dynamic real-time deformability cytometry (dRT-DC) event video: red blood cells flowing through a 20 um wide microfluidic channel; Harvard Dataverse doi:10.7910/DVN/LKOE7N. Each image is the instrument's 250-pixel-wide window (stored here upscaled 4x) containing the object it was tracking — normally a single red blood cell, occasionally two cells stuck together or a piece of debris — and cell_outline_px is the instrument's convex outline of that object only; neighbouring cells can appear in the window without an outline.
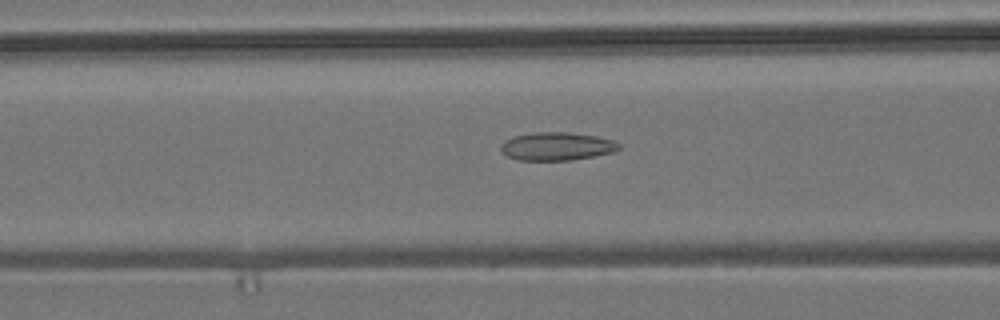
{"species": "common noctule bat (a hibernating species)", "species_latin": "Nyctalus noctula", "temperature_condition": "room temperature", "stored_images_in_passage": 46, "camera_frame_rate_fps": 3000, "um_per_image_px": 0.085, "animal": {"sex": "male", "body_mass_g": 19.2, "forearm_length_mm": 51.8}, "frame": {"image": 1, "passage_image": 13, "time_ms": 4.0, "image_size_px": [1000, 320], "cell_outline_px": [[620, 148], [612, 152], [572, 160], [520, 160], [508, 156], [500, 152], [500, 144], [504, 140], [512, 136], [532, 132], [568, 132], [596, 136], [612, 140], [620, 144]], "centroid_in_image_um": [47.26, 12.43], "position_along_channel_um": 119.3, "area_um2": 19.42}}
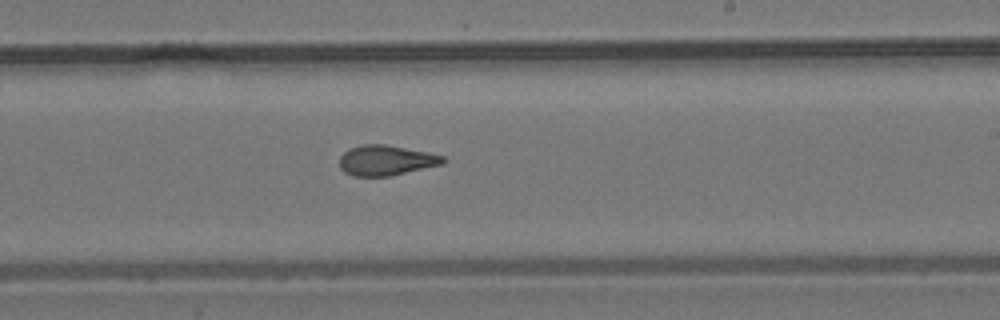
{"frame": {"image": 2, "passage_image": 24, "time_ms": 7.667, "image_size_px": [1000, 320], "cell_outline_px": [[448, 160], [444, 164], [388, 176], [352, 176], [344, 172], [340, 168], [340, 156], [348, 148], [364, 144], [384, 144], [428, 152], [444, 156]], "centroid_in_image_um": [32.82, 13.62], "position_along_channel_um": 256.2, "area_um2": 18.32}}
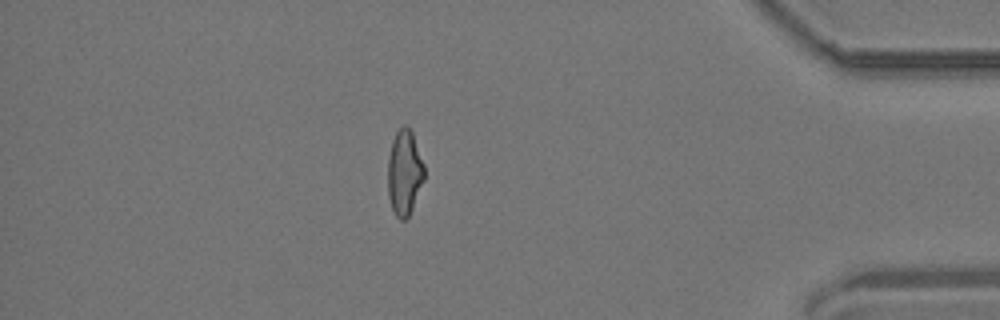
{"frame": {"image": 3, "passage_image": 39, "time_ms": 12.667, "image_size_px": [1000, 320], "cell_outline_px": [[424, 180], [412, 208], [408, 216], [404, 220], [400, 220], [396, 216], [392, 208], [388, 196], [388, 160], [392, 140], [396, 132], [404, 124], [408, 124], [412, 132], [424, 164]], "centroid_in_image_um": [34.37, 14.65], "position_along_channel_um": 400.8, "area_um2": 18.09}, "authors_computed_cell_mechanics": {"area_um2": 18.5249, "velocity_mm_per_s": 3.7308, "shape_relaxation_time_tau1_ms": null, "shape_relaxation_time_tau2_ms": 2.0612, "deformation_change_tau1": null, "deformation_change_tau2": 0.0967}}